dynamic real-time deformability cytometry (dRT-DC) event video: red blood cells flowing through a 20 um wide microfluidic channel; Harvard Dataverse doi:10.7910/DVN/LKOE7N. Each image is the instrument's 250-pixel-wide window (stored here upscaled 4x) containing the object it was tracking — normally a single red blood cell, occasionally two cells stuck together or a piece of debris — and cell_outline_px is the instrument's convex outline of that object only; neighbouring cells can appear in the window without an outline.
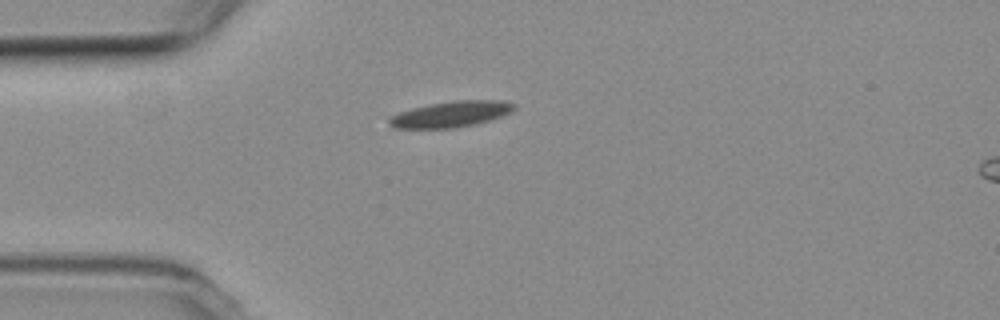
{"species": "common noctule bat (a hibernating species)", "species_latin": "Nyctalus noctula", "temperature_condition": "room temperature", "stored_images_in_passage": 17, "camera_frame_rate_fps": 3000, "um_per_image_px": 0.085, "animal": {"sex": "female", "body_mass_g": 19.3, "forearm_length_mm": 54.1}, "frame": {"image": 1, "passage_image": 1, "time_ms": 0.0, "image_size_px": [1000, 320], "cell_outline_px": [[516, 108], [512, 112], [488, 120], [456, 128], [392, 128], [388, 124], [388, 116], [412, 108], [428, 104], [456, 100], [500, 100], [516, 104]], "centroid_in_image_um": [38.29, 9.7], "position_along_channel_um": 46.7, "area_um2": 18.9}}
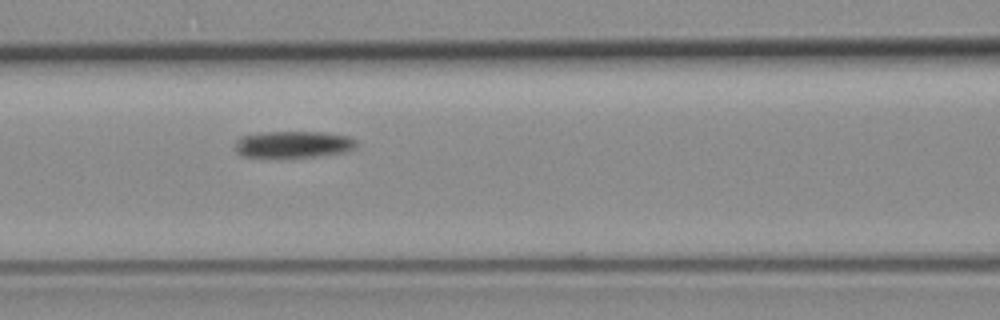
{"frame": {"image": 2, "passage_image": 10, "time_ms": 3.0, "image_size_px": [1000, 320], "cell_outline_px": [[356, 148], [344, 152], [320, 156], [244, 156], [236, 152], [236, 140], [240, 136], [260, 132], [324, 132], [348, 136], [356, 140]], "centroid_in_image_um": [24.95, 12.25], "position_along_channel_um": 141.7, "area_um2": 18.67}}
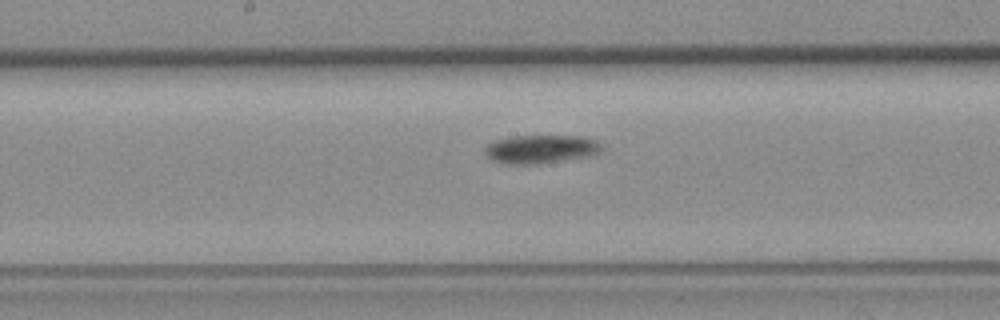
{"frame": {"image": 3, "passage_image": 15, "time_ms": 4.667, "image_size_px": [1000, 320], "cell_outline_px": [[604, 152], [592, 156], [540, 164], [504, 164], [492, 160], [484, 152], [484, 148], [488, 144], [496, 140], [512, 136], [580, 136], [596, 140], [604, 144]], "centroid_in_image_um": [46.05, 12.68], "position_along_channel_um": 202.1, "area_um2": 19.83}}